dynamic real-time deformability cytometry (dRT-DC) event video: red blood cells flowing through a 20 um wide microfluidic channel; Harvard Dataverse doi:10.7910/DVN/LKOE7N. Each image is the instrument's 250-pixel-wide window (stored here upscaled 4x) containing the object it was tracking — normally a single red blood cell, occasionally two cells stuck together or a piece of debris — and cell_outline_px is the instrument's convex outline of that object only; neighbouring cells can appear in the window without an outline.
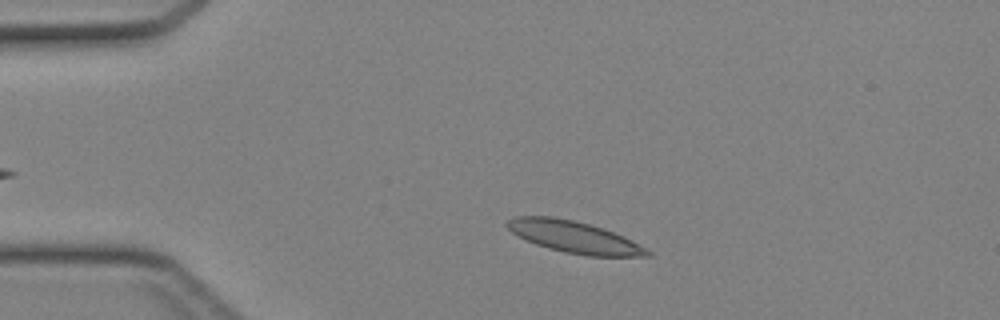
{"species": "Egyptian fruit bat (a non-hibernating species)", "species_latin": "Rousettus aegyptiacus", "temperature_condition": "cold", "stored_images_in_passage": 35, "camera_frame_rate_fps": 3000, "um_per_image_px": 0.085, "animal": {"sex": "female"}, "frame": {"image": 1, "passage_image": 5, "time_ms": 1.333, "image_size_px": [1000, 320], "cell_outline_px": [[652, 256], [588, 256], [564, 252], [548, 248], [536, 244], [512, 232], [504, 224], [508, 220], [516, 216], [552, 216], [572, 220], [604, 228], [624, 236], [632, 240], [652, 252]], "centroid_in_image_um": [48.82, 20.14], "position_along_channel_um": 36.2, "area_um2": 25.78}}
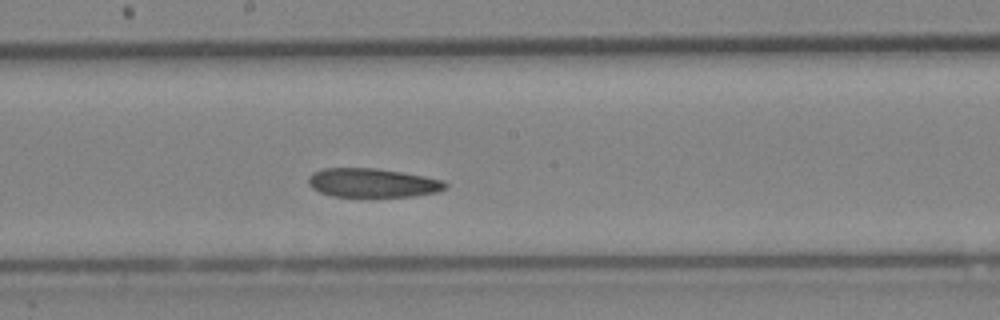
{"frame": {"image": 2, "passage_image": 20, "time_ms": 6.333, "image_size_px": [1000, 320], "cell_outline_px": [[448, 188], [436, 192], [412, 196], [332, 196], [320, 192], [312, 188], [308, 184], [308, 176], [312, 172], [320, 168], [376, 168], [424, 176], [444, 180], [448, 184]], "centroid_in_image_um": [31.64, 15.53], "position_along_channel_um": 216.6, "area_um2": 23.12}}
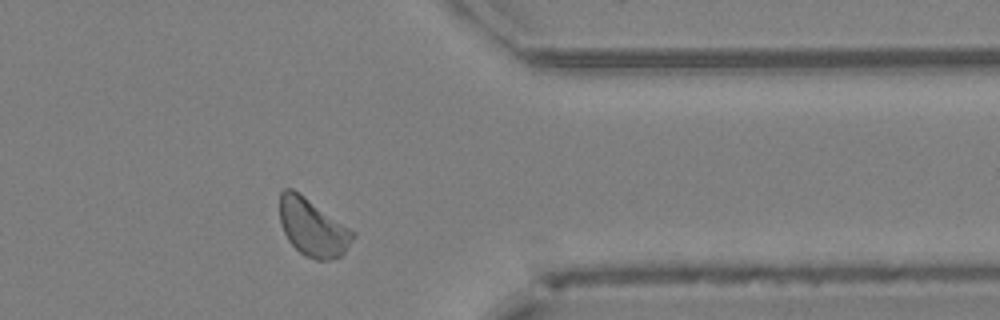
{"frame": {"image": 3, "passage_image": 32, "time_ms": 10.333, "image_size_px": [1000, 320], "cell_outline_px": [[356, 236], [344, 252], [340, 256], [328, 260], [316, 260], [304, 256], [288, 240], [280, 224], [280, 192], [284, 188], [292, 188], [304, 196], [356, 232]], "centroid_in_image_um": [26.58, 19.34], "position_along_channel_um": 384.8, "area_um2": 24.45}}